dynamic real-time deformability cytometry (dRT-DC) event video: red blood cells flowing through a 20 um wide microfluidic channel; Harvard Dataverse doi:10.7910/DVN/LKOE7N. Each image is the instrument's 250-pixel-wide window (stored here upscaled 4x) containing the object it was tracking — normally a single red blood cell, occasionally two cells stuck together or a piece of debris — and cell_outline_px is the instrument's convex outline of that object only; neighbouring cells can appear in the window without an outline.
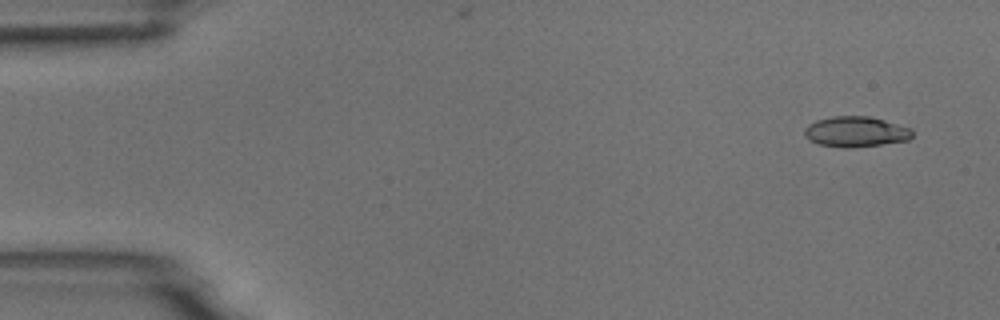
{"species": "common noctule bat (a hibernating species)", "species_latin": "Nyctalus noctula", "temperature_condition": "room temperature", "stored_images_in_passage": 5, "camera_frame_rate_fps": 3000, "um_per_image_px": 0.085, "animal": {"sex": "male", "body_mass_g": 18.8}, "frame": {"image": 1, "passage_image": 1, "time_ms": 0.0, "image_size_px": [1000, 320], "cell_outline_px": [[912, 136], [908, 140], [852, 148], [844, 148], [820, 144], [808, 140], [804, 136], [804, 128], [808, 124], [816, 120], [832, 116], [868, 116], [884, 120], [912, 128]], "centroid_in_image_um": [72.71, 11.19], "position_along_channel_um": 12.3, "area_um2": 19.19}}
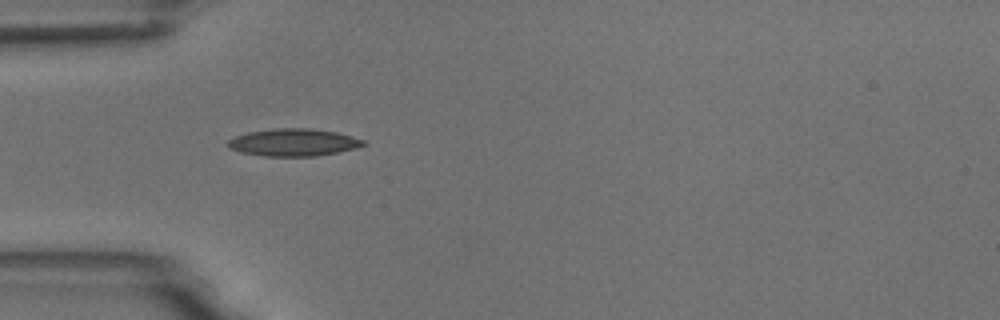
{"frame": {"image": 2, "passage_image": 4, "time_ms": 4.333, "image_size_px": [1000, 320], "cell_outline_px": [[368, 144], [356, 148], [316, 156], [264, 156], [240, 152], [228, 148], [228, 140], [236, 136], [248, 132], [276, 128], [312, 128], [336, 132], [364, 140]], "centroid_in_image_um": [24.94, 12.1], "position_along_channel_um": 60.1, "area_um2": 21.56}}